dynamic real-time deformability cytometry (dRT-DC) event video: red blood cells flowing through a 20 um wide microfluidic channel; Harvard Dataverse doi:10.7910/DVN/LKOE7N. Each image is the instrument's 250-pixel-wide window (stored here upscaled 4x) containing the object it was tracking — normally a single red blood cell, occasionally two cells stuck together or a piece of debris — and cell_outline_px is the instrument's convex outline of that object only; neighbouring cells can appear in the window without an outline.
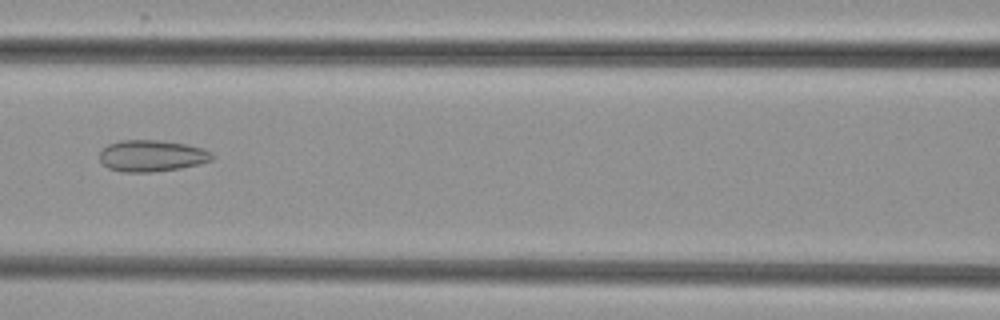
{"species": "common noctule bat (a hibernating species)", "species_latin": "Nyctalus noctula", "temperature_condition": "cold", "stored_images_in_passage": 5, "camera_frame_rate_fps": 3000, "um_per_image_px": 0.085, "animal": {"sex": "female", "body_mass_g": 29.2, "forearm_length_mm": 56.3}, "frame": {"image": 1, "passage_image": 5, "time_ms": 4.667, "image_size_px": [1000, 320], "cell_outline_px": [[212, 160], [180, 168], [152, 172], [120, 172], [108, 168], [100, 160], [100, 152], [108, 144], [120, 140], [160, 140], [184, 144], [204, 148], [212, 152]], "centroid_in_image_um": [12.88, 13.24], "position_along_channel_um": 153.7, "area_um2": 20.58}}